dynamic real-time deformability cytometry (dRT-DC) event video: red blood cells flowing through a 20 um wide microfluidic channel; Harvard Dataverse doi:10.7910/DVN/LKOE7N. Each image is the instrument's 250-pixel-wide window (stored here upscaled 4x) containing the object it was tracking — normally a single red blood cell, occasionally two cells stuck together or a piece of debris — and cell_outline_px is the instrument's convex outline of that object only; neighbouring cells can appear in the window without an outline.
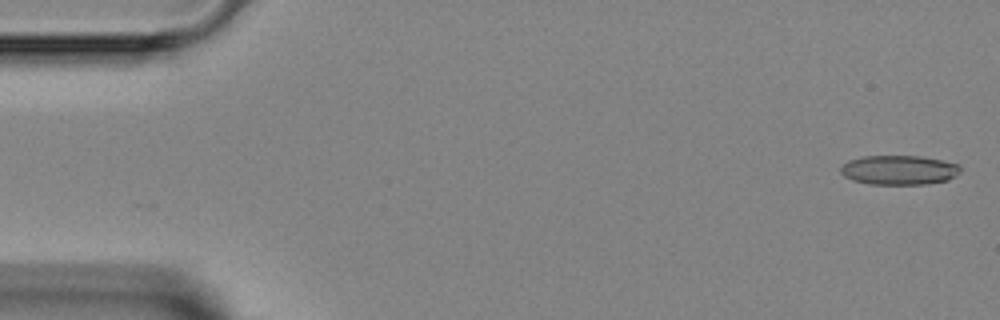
{"species": "Egyptian fruit bat (a non-hibernating species)", "species_latin": "Rousettus aegyptiacus", "temperature_condition": "room temperature", "stored_images_in_passage": 3, "camera_frame_rate_fps": 3000, "um_per_image_px": 0.085, "animal": {"sex": "female"}, "frame": {"image": 1, "passage_image": 1, "time_ms": 0.0, "image_size_px": [1000, 320], "cell_outline_px": [[960, 172], [956, 176], [948, 180], [924, 184], [868, 184], [852, 180], [844, 176], [840, 172], [840, 168], [848, 160], [864, 156], [920, 156], [960, 164]], "centroid_in_image_um": [76.41, 14.45], "position_along_channel_um": 8.6, "area_um2": 20.58}}